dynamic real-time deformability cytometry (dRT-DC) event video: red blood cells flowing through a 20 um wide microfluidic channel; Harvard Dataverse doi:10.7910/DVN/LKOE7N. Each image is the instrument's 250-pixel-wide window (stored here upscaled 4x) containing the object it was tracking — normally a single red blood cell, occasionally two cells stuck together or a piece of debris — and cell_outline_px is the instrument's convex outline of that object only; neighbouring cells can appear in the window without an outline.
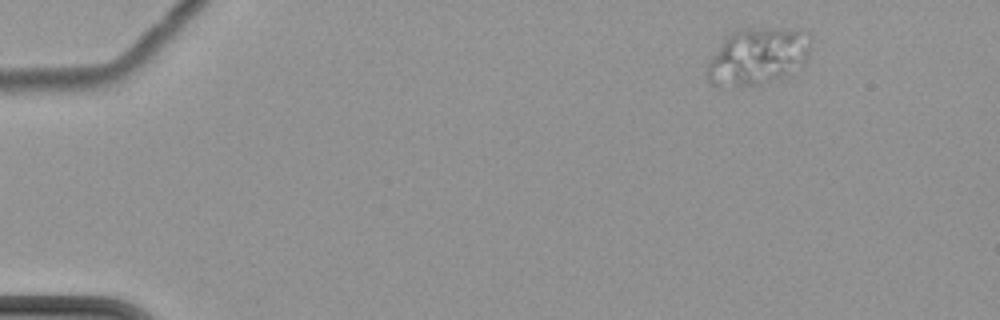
{"species": "common noctule bat (a hibernating species)", "species_latin": "Nyctalus noctula", "temperature_condition": "cold", "stored_images_in_passage": 6, "camera_frame_rate_fps": 3000, "um_per_image_px": 0.085, "animal": {"sex": "female", "body_mass_g": 22.7, "forearm_length_mm": 54.2}, "frame": {"image": 1, "passage_image": 1, "time_ms": 0.0, "image_size_px": [1000, 320], "cell_outline_px": [[812, 36], [808, 56], [804, 64], [788, 76], [776, 80], [760, 84], [720, 88], [716, 88], [704, 76], [708, 60], [724, 36], [728, 32], [736, 28], [752, 28], [808, 32]], "centroid_in_image_um": [64.32, 4.82], "position_along_channel_um": 20.7, "area_um2": 35.32}}
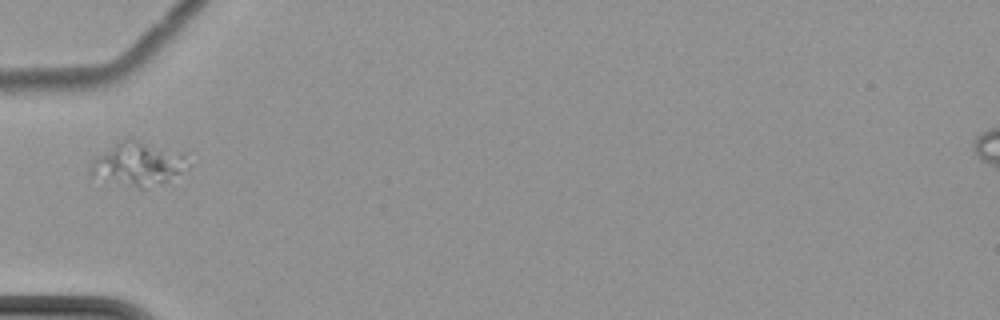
{"frame": {"image": 2, "passage_image": 5, "time_ms": 4.667, "image_size_px": [1000, 320], "cell_outline_px": [[192, 164], [180, 172], [164, 180], [140, 188], [136, 188], [88, 176], [88, 164], [96, 156], [124, 136], [132, 136], [184, 152]], "centroid_in_image_um": [11.68, 13.84], "position_along_channel_um": 73.3, "area_um2": 25.49}}
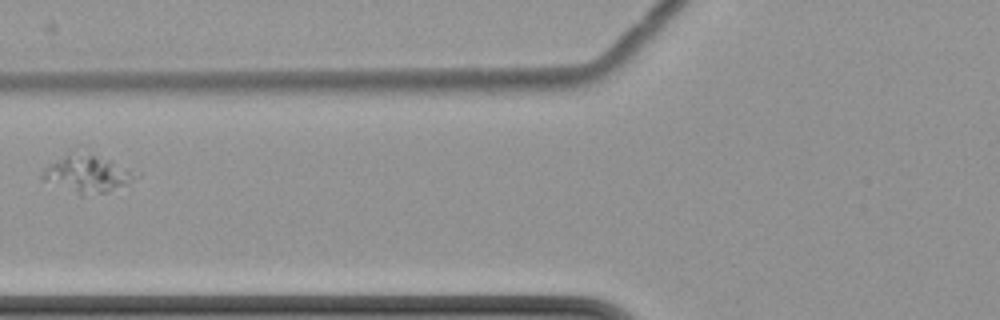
{"frame": {"image": 3, "passage_image": 6, "time_ms": 6.0, "image_size_px": [1000, 320], "cell_outline_px": [[140, 176], [108, 192], [80, 196], [40, 180], [40, 172], [44, 168], [64, 156], [92, 156], [108, 160], [140, 172]], "centroid_in_image_um": [7.4, 14.87], "position_along_channel_um": 118.4, "area_um2": 19.59}}